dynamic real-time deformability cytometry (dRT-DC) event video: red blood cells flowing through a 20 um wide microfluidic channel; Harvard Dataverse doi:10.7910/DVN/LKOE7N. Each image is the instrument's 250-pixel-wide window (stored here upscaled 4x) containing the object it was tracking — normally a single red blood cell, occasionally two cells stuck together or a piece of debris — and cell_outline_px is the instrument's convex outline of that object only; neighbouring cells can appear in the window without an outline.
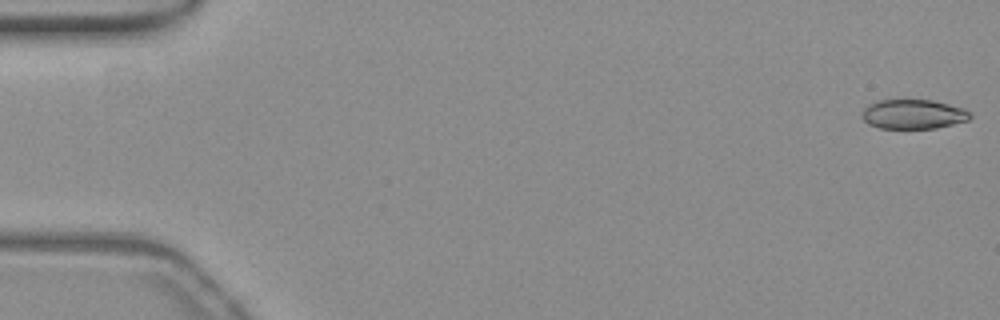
{"species": "common noctule bat (a hibernating species)", "species_latin": "Nyctalus noctula", "temperature_condition": "warm", "stored_images_in_passage": 54, "camera_frame_rate_fps": 3000, "um_per_image_px": 0.085, "animal": {"sex": "female", "body_mass_g": 19.3, "forearm_length_mm": 54.1}, "frame": {"image": 1, "passage_image": 1, "time_ms": 0.0, "image_size_px": [1000, 320], "cell_outline_px": [[972, 116], [968, 120], [936, 128], [880, 128], [868, 124], [860, 116], [860, 112], [868, 104], [876, 100], [932, 100], [964, 108], [972, 112]], "centroid_in_image_um": [77.6, 9.7], "position_along_channel_um": 7.4, "area_um2": 18.73}}
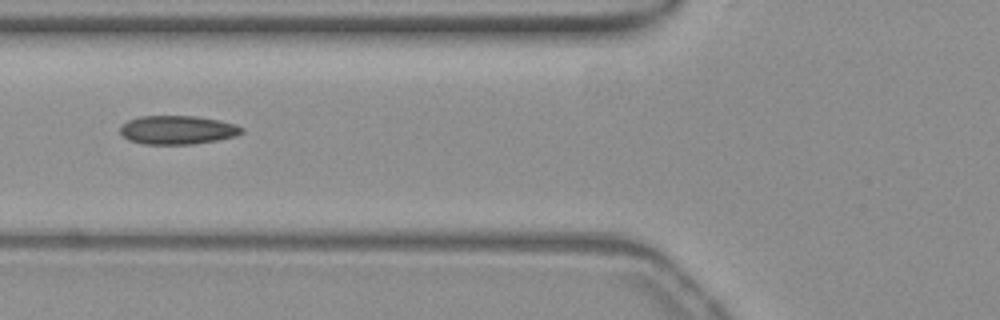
{"frame": {"image": 2, "passage_image": 21, "time_ms": 6.667, "image_size_px": [1000, 320], "cell_outline_px": [[244, 132], [236, 136], [216, 140], [192, 144], [144, 144], [128, 140], [120, 132], [120, 128], [128, 120], [140, 116], [196, 116], [220, 120], [236, 124], [244, 128]], "centroid_in_image_um": [15.12, 11.04], "position_along_channel_um": 110.7, "area_um2": 20.35}}
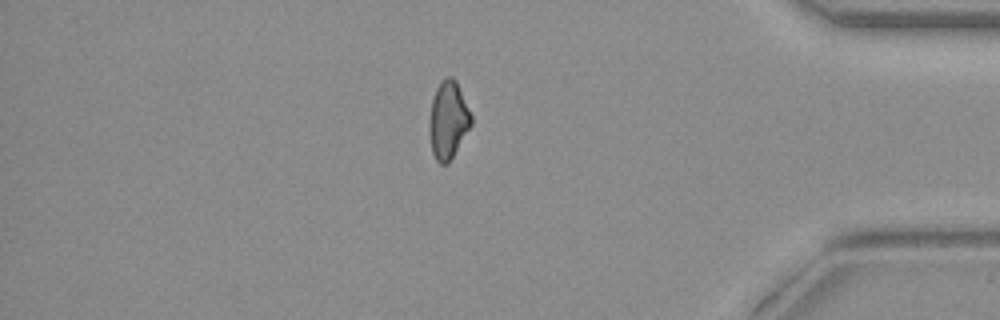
{"frame": {"image": 3, "passage_image": 46, "time_ms": 15.0, "image_size_px": [1000, 320], "cell_outline_px": [[472, 124], [448, 164], [440, 164], [436, 160], [432, 152], [428, 132], [428, 124], [432, 100], [436, 88], [440, 80], [444, 76], [452, 76], [456, 80], [472, 116]], "centroid_in_image_um": [38.07, 10.19], "position_along_channel_um": 397.1, "area_um2": 19.13}, "authors_computed_cell_mechanics": {"area_um2": 19.7387, "velocity_mm_per_s": 3.8393, "shape_relaxation_time_tau1_ms": null, "shape_relaxation_time_tau2_ms": 3.3235, "deformation_change_tau1": null, "deformation_change_tau2": 0.0811}}